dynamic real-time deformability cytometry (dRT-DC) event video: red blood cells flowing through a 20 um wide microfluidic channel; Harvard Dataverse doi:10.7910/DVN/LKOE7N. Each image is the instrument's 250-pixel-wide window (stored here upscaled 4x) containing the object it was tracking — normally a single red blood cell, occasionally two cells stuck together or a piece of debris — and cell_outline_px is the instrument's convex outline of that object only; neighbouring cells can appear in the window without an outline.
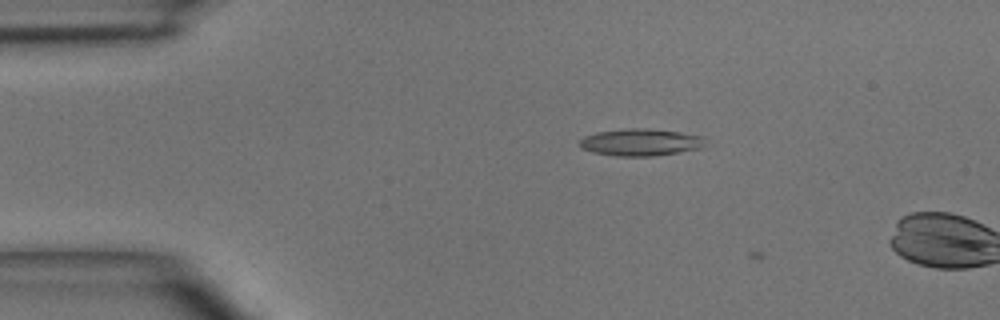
{"species": "common noctule bat (a hibernating species)", "species_latin": "Nyctalus noctula", "temperature_condition": "room temperature", "stored_images_in_passage": 3, "camera_frame_rate_fps": 3000, "um_per_image_px": 0.085, "animal": {"sex": "male", "body_mass_g": 15.6}, "frame": {"image": 1, "passage_image": 2, "time_ms": 1.0, "image_size_px": [1000, 320], "cell_outline_px": [[704, 148], [652, 156], [616, 156], [592, 152], [580, 148], [580, 140], [584, 136], [596, 132], [624, 128], [644, 128], [680, 132], [704, 136]], "centroid_in_image_um": [54.44, 12.09], "position_along_channel_um": 30.6, "area_um2": 19.94}}